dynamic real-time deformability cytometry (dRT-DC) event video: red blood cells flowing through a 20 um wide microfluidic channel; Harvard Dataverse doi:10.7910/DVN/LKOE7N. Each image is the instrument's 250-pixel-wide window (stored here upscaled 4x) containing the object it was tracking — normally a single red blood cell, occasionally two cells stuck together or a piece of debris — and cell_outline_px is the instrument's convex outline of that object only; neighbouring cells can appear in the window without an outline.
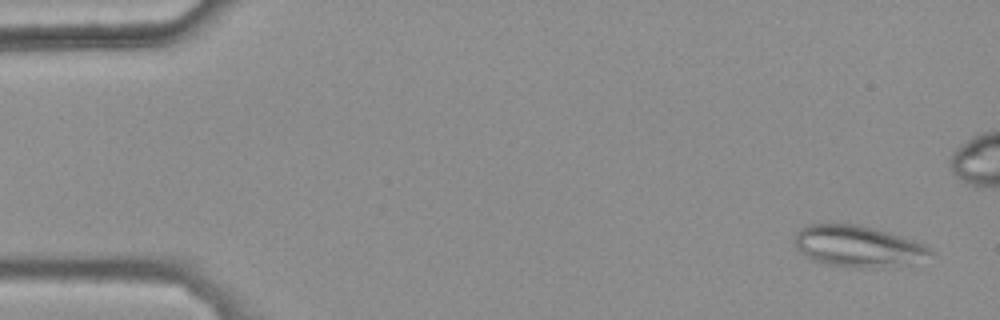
{"species": "common noctule bat (a hibernating species)", "species_latin": "Nyctalus noctula", "temperature_condition": "warm", "stored_images_in_passage": 43, "camera_frame_rate_fps": 3000, "um_per_image_px": 0.085, "animal": {"sex": "female", "body_mass_g": 25.1}, "frame": {"image": 1, "passage_image": 1, "time_ms": 0.0, "image_size_px": [1000, 320], "cell_outline_px": [[932, 252], [912, 264], [884, 268], [860, 268], [828, 264], [812, 260], [804, 256], [796, 248], [796, 232], [800, 228], [808, 224], [856, 224], [888, 232], [912, 240], [928, 248]], "centroid_in_image_um": [72.86, 20.94], "position_along_channel_um": 12.1, "area_um2": 32.37}}
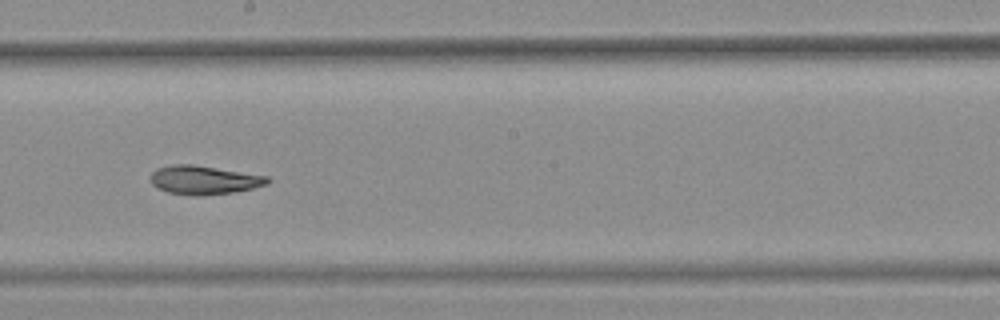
{"frame": {"image": 2, "passage_image": 28, "time_ms": 9.0, "image_size_px": [1000, 320], "cell_outline_px": [[272, 180], [268, 184], [252, 188], [232, 192], [200, 196], [192, 196], [168, 192], [156, 188], [152, 184], [152, 172], [156, 168], [172, 164], [192, 164], [268, 176]], "centroid_in_image_um": [17.33, 15.3], "position_along_channel_um": 230.9, "area_um2": 19.59}}
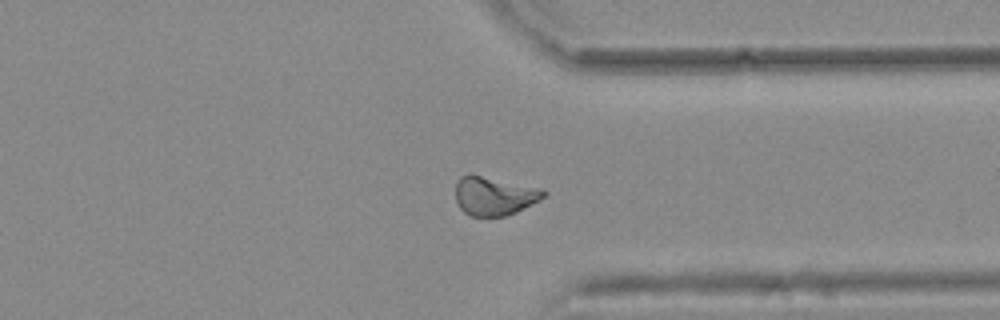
{"frame": {"image": 3, "passage_image": 39, "time_ms": 12.667, "image_size_px": [1000, 320], "cell_outline_px": [[548, 192], [540, 200], [516, 212], [504, 216], [472, 216], [464, 212], [460, 208], [456, 200], [456, 180], [460, 176], [480, 176], [544, 188]], "centroid_in_image_um": [42.04, 16.67], "position_along_channel_um": 369.4, "area_um2": 19.65}, "authors_computed_cell_mechanics": {"area_um2": 19.652, "velocity_mm_per_s": 3.8022, "shape_relaxation_time_tau1_ms": null, "shape_relaxation_time_tau2_ms": 5.5204, "deformation_change_tau1": null, "deformation_change_tau2": 0.0994}}